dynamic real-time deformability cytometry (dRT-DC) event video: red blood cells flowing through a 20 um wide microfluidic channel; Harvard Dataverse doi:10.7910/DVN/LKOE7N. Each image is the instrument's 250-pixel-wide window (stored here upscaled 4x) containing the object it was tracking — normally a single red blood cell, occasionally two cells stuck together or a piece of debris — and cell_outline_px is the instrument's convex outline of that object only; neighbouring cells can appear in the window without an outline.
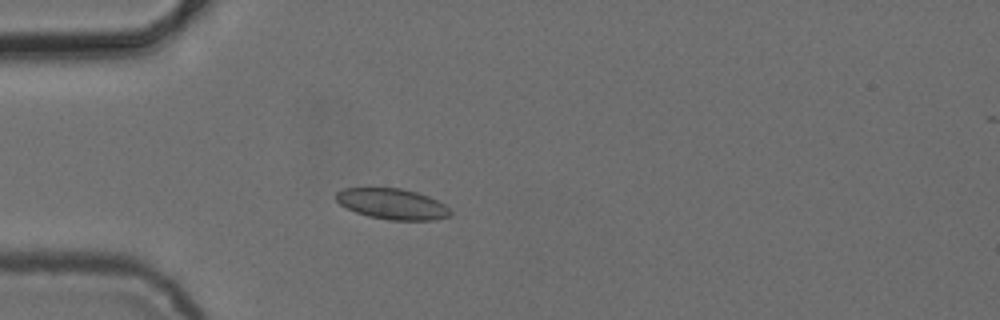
{"species": "common noctule bat (a hibernating species)", "species_latin": "Nyctalus noctula", "temperature_condition": "cold", "stored_images_in_passage": 4, "camera_frame_rate_fps": 3000, "um_per_image_px": 0.085, "animal": {"sex": "female", "body_mass_g": 24.6, "forearm_length_mm": 56.2}, "frame": {"image": 1, "passage_image": 3, "time_ms": 2.333, "image_size_px": [1000, 320], "cell_outline_px": [[452, 216], [432, 220], [388, 220], [368, 216], [356, 212], [340, 204], [336, 200], [336, 192], [344, 188], [400, 188], [416, 192], [428, 196], [444, 204], [452, 212]], "centroid_in_image_um": [33.35, 17.34], "position_along_channel_um": 51.6, "area_um2": 20.4}}